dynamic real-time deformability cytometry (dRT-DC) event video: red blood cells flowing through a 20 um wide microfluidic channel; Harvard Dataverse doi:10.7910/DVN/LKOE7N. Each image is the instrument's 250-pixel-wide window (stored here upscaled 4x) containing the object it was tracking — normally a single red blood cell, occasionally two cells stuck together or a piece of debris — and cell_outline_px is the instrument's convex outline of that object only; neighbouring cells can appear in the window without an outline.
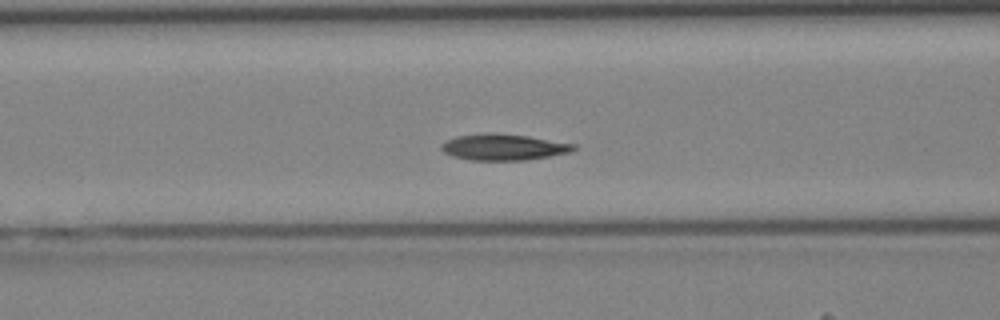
{"species": "Egyptian fruit bat (a non-hibernating species)", "species_latin": "Rousettus aegyptiacus", "temperature_condition": "cold", "stored_images_in_passage": 43, "camera_frame_rate_fps": 3000, "um_per_image_px": 0.085, "animal": {"sex": "female"}, "frame": {"image": 1, "passage_image": 18, "time_ms": 5.667, "image_size_px": [1000, 320], "cell_outline_px": [[576, 148], [572, 152], [524, 160], [472, 160], [452, 156], [444, 152], [440, 148], [440, 144], [444, 140], [456, 136], [528, 136], [576, 144]], "centroid_in_image_um": [42.82, 12.55], "position_along_channel_um": 123.8, "area_um2": 19.25}}
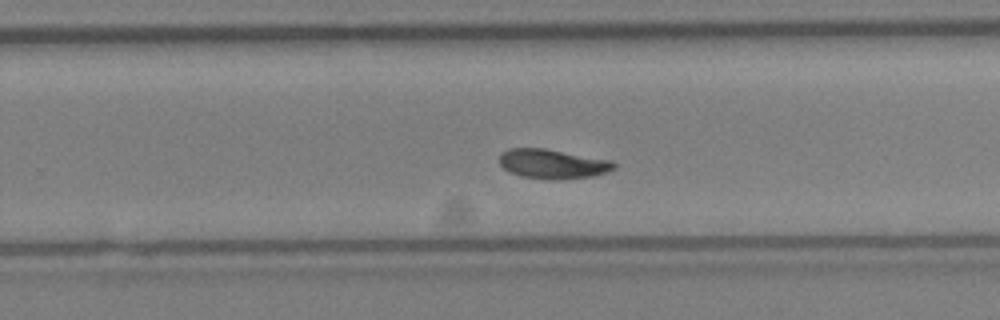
{"frame": {"image": 2, "passage_image": 28, "time_ms": 9.0, "image_size_px": [1000, 320], "cell_outline_px": [[616, 168], [596, 176], [520, 176], [508, 172], [500, 164], [500, 152], [508, 148], [544, 148], [612, 160], [616, 164]], "centroid_in_image_um": [46.95, 13.86], "position_along_channel_um": 282.8, "area_um2": 18.79}}
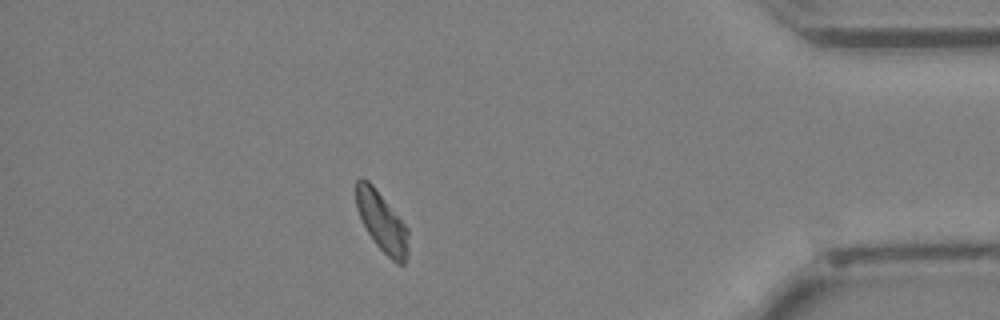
{"frame": {"image": 3, "passage_image": 38, "time_ms": 12.333, "image_size_px": [1000, 320], "cell_outline_px": [[408, 256], [404, 264], [396, 264], [376, 244], [368, 232], [356, 208], [356, 180], [360, 176], [368, 180], [372, 184], [408, 228]], "centroid_in_image_um": [32.46, 18.86], "position_along_channel_um": 402.7, "area_um2": 18.03}}